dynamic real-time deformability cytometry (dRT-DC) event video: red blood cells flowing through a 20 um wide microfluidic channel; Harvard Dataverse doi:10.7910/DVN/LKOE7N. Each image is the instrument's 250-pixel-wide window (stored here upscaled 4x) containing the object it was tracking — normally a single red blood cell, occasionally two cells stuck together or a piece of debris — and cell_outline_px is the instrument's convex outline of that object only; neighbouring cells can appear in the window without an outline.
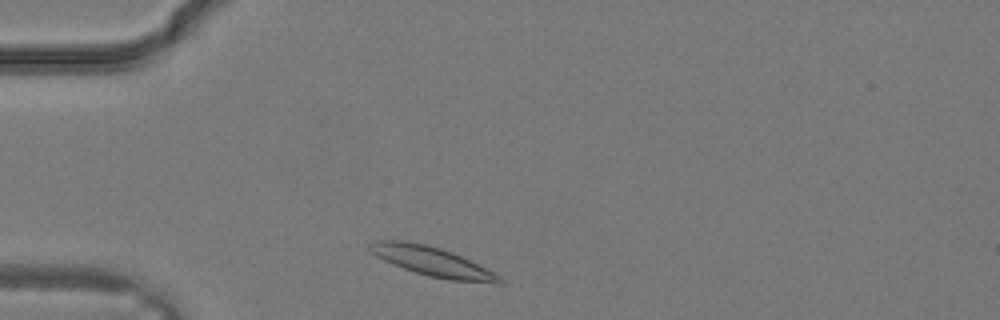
{"species": "common noctule bat (a hibernating species)", "species_latin": "Nyctalus noctula", "temperature_condition": "warm", "stored_images_in_passage": 26, "camera_frame_rate_fps": 3000, "um_per_image_px": 0.085, "animal": {"sex": "male", "body_mass_g": 19.2, "forearm_length_mm": 51.8}, "frame": {"image": 1, "passage_image": 2, "time_ms": 0.333, "image_size_px": [1000, 320], "cell_outline_px": [[504, 280], [500, 284], [448, 280], [428, 276], [404, 268], [384, 260], [376, 256], [368, 248], [368, 244], [372, 240], [404, 240], [424, 244], [440, 248], [452, 252], [500, 276]], "centroid_in_image_um": [36.7, 22.23], "position_along_channel_um": 48.3, "area_um2": 21.91}}
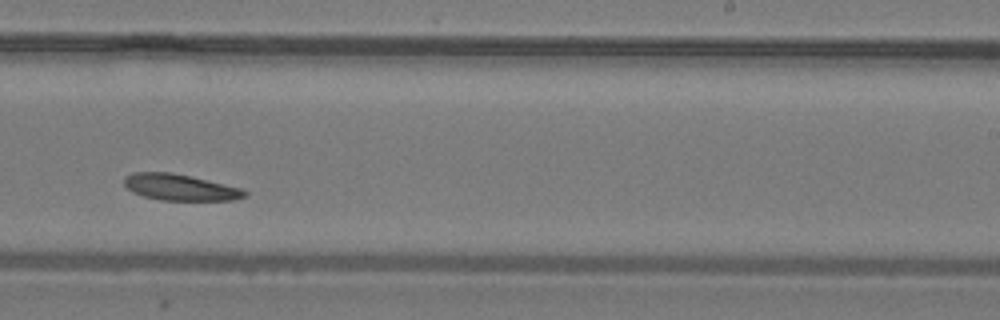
{"frame": {"image": 2, "passage_image": 14, "time_ms": 4.333, "image_size_px": [1000, 320], "cell_outline_px": [[248, 196], [232, 200], [160, 200], [144, 196], [132, 192], [124, 184], [124, 176], [132, 172], [172, 172], [244, 188], [248, 192]], "centroid_in_image_um": [15.33, 15.92], "position_along_channel_um": 273.7, "area_um2": 18.61}}
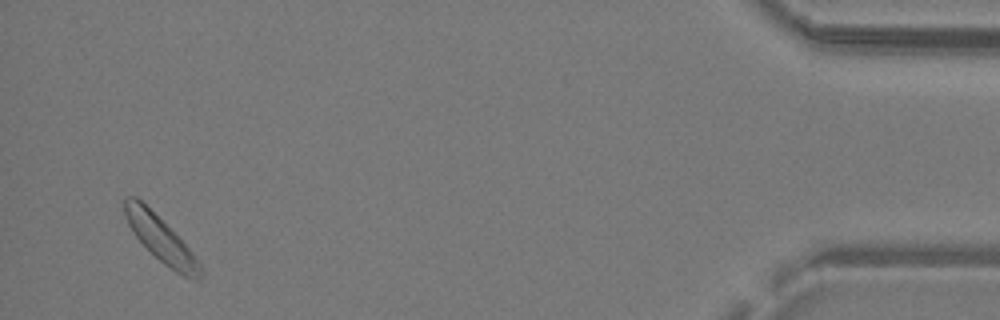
{"frame": {"image": 3, "passage_image": 25, "time_ms": 8.0, "image_size_px": [1000, 320], "cell_outline_px": [[204, 276], [200, 280], [196, 280], [184, 276], [176, 272], [164, 264], [136, 236], [128, 224], [124, 216], [124, 200], [128, 196], [136, 196], [188, 248], [200, 264], [204, 272]], "centroid_in_image_um": [13.67, 20.36], "position_along_channel_um": 421.5, "area_um2": 19.13}}